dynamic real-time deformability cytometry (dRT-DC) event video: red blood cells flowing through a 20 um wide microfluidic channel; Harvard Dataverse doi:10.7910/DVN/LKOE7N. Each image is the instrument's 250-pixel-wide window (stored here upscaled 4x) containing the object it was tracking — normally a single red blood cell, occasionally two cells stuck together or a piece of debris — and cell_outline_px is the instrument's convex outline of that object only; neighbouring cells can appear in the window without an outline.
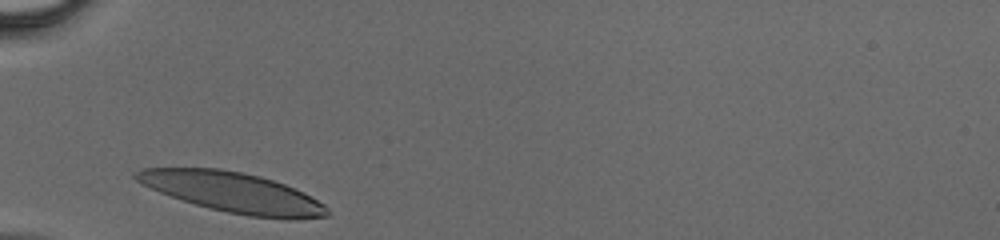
{"species": "human", "species_latin": "Homo sapiens", "temperature_condition": "cold", "stored_images_in_passage": 23, "camera_frame_rate_fps": 3000, "um_per_image_px": 0.085, "donor": {"sex": "male"}, "frame": {"image": 1, "passage_image": 1, "time_ms": 0.0, "image_size_px": [1000, 240], "cell_outline_px": [[328, 216], [292, 220], [288, 220], [248, 216], [228, 212], [196, 204], [160, 192], [136, 180], [132, 176], [132, 172], [140, 168], [220, 168], [260, 176], [284, 184], [304, 192], [324, 204], [328, 208]], "centroid_in_image_um": [19.82, 16.35], "position_along_channel_um": 65.2, "area_um2": 44.39}}
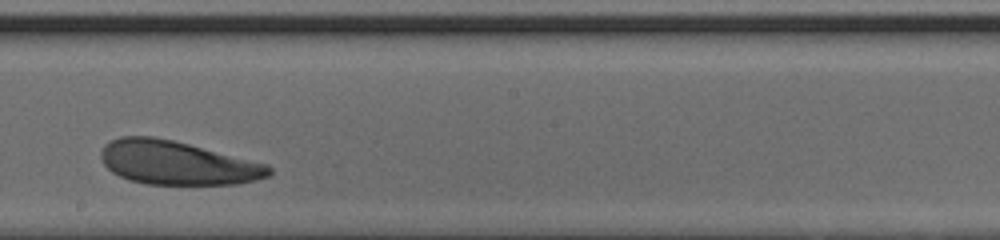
{"frame": {"image": 2, "passage_image": 13, "time_ms": 4.0, "image_size_px": [1000, 240], "cell_outline_px": [[272, 176], [256, 180], [236, 184], [148, 184], [128, 180], [112, 172], [104, 164], [100, 156], [100, 152], [104, 144], [120, 136], [152, 136], [172, 140], [268, 164], [272, 168]], "centroid_in_image_um": [15.06, 13.84], "position_along_channel_um": 233.1, "area_um2": 42.77}}
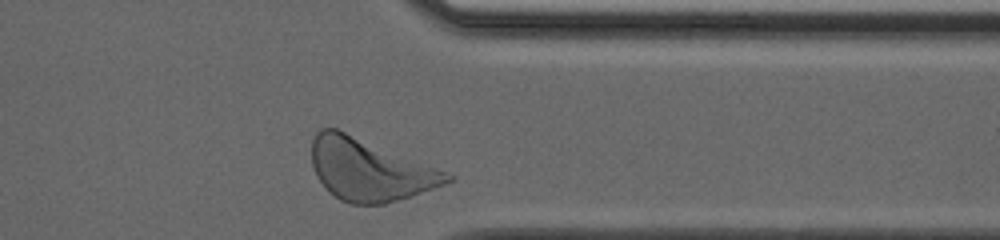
{"frame": {"image": 3, "passage_image": 23, "time_ms": 7.333, "image_size_px": [1000, 240], "cell_outline_px": [[456, 180], [412, 196], [384, 204], [352, 204], [340, 200], [328, 192], [324, 188], [316, 176], [312, 168], [312, 140], [316, 132], [320, 128], [336, 128], [456, 176]], "centroid_in_image_um": [31.38, 14.45], "position_along_channel_um": 380.0, "area_um2": 48.61}}